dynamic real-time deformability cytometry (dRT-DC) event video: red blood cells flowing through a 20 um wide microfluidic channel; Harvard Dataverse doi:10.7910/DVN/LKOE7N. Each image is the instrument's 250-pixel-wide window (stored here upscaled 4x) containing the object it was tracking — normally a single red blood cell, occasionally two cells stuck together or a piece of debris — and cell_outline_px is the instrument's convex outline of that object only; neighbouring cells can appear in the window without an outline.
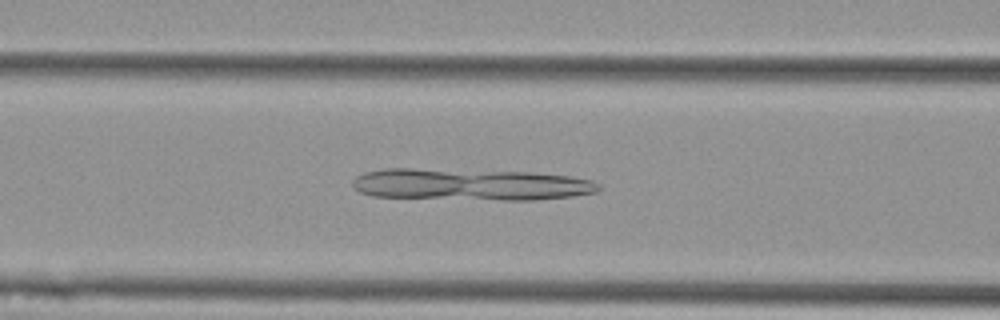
{"species": "Egyptian fruit bat (a non-hibernating species)", "species_latin": "Rousettus aegyptiacus", "temperature_condition": "cold", "stored_images_in_passage": 42, "camera_frame_rate_fps": 3000, "um_per_image_px": 0.085, "animal": {"sex": "female"}, "frame": {"image": 1, "passage_image": 14, "time_ms": 4.333, "image_size_px": [1000, 320], "cell_outline_px": [[600, 188], [596, 192], [572, 196], [536, 200], [504, 200], [372, 196], [360, 192], [352, 184], [352, 180], [356, 176], [364, 172], [384, 168], [412, 168], [528, 172], [568, 176], [592, 180], [600, 184]], "centroid_in_image_um": [39.97, 15.68], "position_along_channel_um": 126.6, "area_um2": 45.49}}
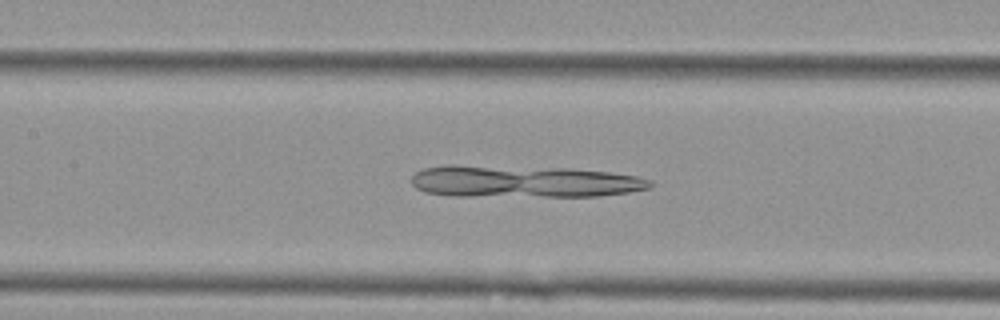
{"frame": {"image": 2, "passage_image": 17, "time_ms": 5.333, "image_size_px": [1000, 320], "cell_outline_px": [[652, 184], [648, 188], [628, 192], [600, 196], [452, 196], [424, 192], [416, 188], [412, 184], [412, 176], [416, 172], [424, 168], [448, 164], [456, 164], [568, 168], [608, 172], [636, 176], [652, 180]], "centroid_in_image_um": [44.45, 15.42], "position_along_channel_um": 162.9, "area_um2": 44.91}}
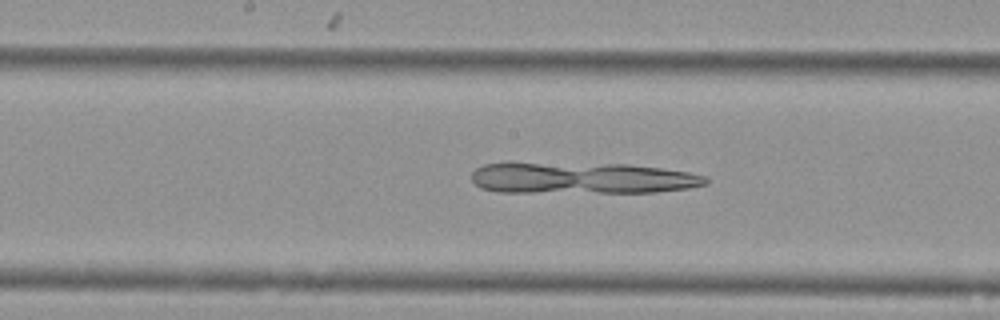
{"frame": {"image": 3, "passage_image": 20, "time_ms": 6.333, "image_size_px": [1000, 320], "cell_outline_px": [[708, 184], [688, 188], [656, 192], [500, 192], [480, 188], [472, 180], [472, 172], [476, 168], [484, 164], [508, 160], [512, 160], [628, 164], [660, 168], [688, 172], [708, 176]], "centroid_in_image_um": [49.36, 15.09], "position_along_channel_um": 198.8, "area_um2": 44.39}}